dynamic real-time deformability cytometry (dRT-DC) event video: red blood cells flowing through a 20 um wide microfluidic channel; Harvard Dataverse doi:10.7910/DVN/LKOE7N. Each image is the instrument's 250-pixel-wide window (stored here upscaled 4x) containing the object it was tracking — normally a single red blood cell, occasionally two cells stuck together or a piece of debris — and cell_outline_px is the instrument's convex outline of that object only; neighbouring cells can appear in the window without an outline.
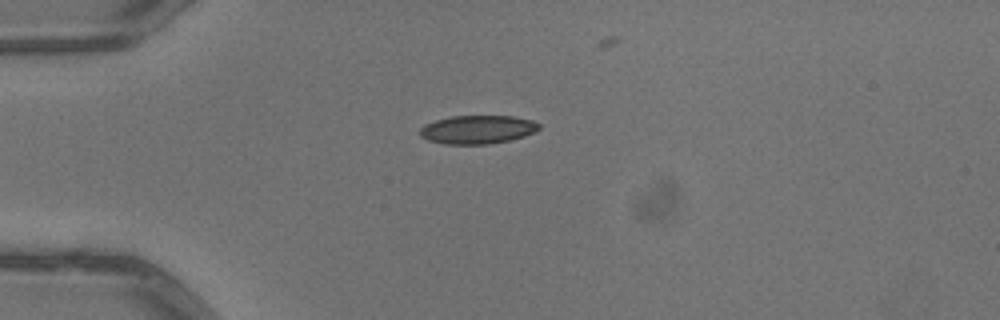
{"species": "common noctule bat (a hibernating species)", "species_latin": "Nyctalus noctula", "temperature_condition": "warm", "stored_images_in_passage": 5, "camera_frame_rate_fps": 3000, "um_per_image_px": 0.085, "animal": {"sex": "male", "body_mass_g": 13.3}, "frame": {"image": 1, "passage_image": 1, "time_ms": 0.0, "image_size_px": [1000, 320], "cell_outline_px": [[540, 128], [536, 132], [524, 136], [508, 140], [488, 144], [444, 144], [428, 140], [420, 136], [420, 128], [424, 124], [436, 120], [452, 116], [512, 116], [532, 120], [540, 124]], "centroid_in_image_um": [40.59, 11.01], "position_along_channel_um": 44.4, "area_um2": 19.77}}
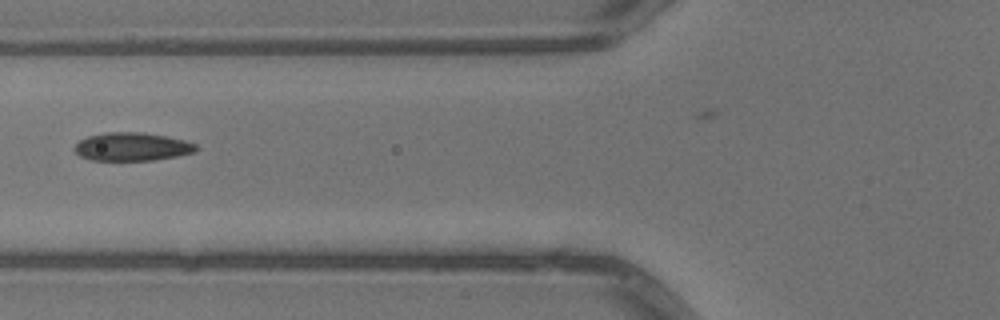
{"frame": {"image": 2, "passage_image": 3, "time_ms": 0.667, "image_size_px": [1000, 320], "cell_outline_px": [[200, 148], [196, 152], [176, 156], [152, 160], [92, 160], [80, 156], [72, 148], [80, 140], [88, 136], [108, 132], [144, 132], [184, 140], [196, 144]], "centroid_in_image_um": [11.23, 12.47], "position_along_channel_um": 114.6, "area_um2": 20.0}}
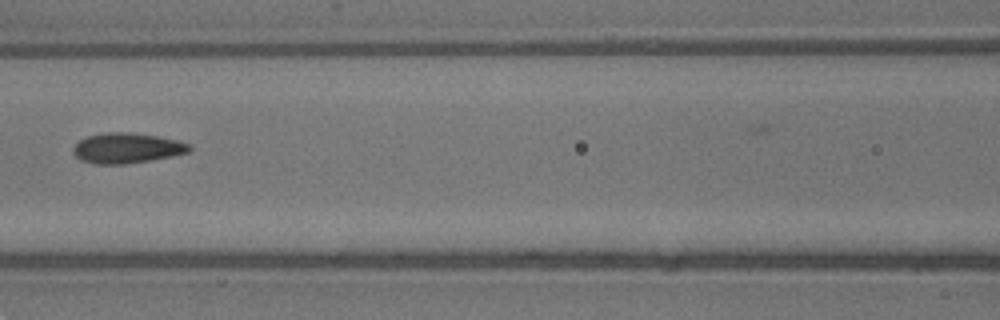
{"frame": {"image": 3, "passage_image": 4, "time_ms": 1.0, "image_size_px": [1000, 320], "cell_outline_px": [[192, 148], [188, 152], [172, 156], [152, 160], [124, 164], [96, 164], [80, 160], [72, 152], [72, 148], [80, 140], [88, 136], [104, 132], [132, 132], [156, 136], [176, 140], [192, 144]], "centroid_in_image_um": [10.78, 12.59], "position_along_channel_um": 155.8, "area_um2": 20.58}}